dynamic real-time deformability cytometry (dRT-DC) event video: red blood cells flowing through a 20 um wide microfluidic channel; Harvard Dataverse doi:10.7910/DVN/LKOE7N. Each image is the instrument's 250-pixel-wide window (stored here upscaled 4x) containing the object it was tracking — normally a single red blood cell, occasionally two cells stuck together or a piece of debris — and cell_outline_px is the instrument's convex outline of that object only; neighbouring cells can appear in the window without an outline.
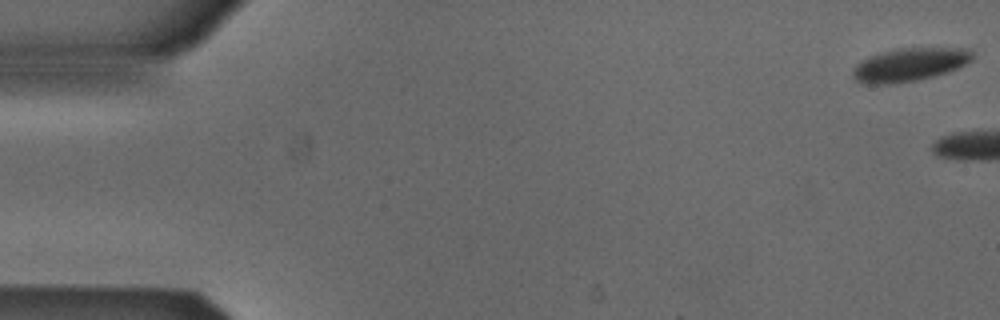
{"species": "Egyptian fruit bat (a non-hibernating species)", "species_latin": "Rousettus aegyptiacus", "temperature_condition": "cold", "stored_images_in_passage": 8, "camera_frame_rate_fps": 3000, "um_per_image_px": 0.085, "animal": {"sex": "male"}, "frame": {"image": 1, "passage_image": 1, "time_ms": 0.0, "image_size_px": [1000, 320], "cell_outline_px": [[972, 60], [956, 68], [932, 76], [916, 80], [892, 84], [864, 84], [856, 80], [852, 76], [852, 68], [856, 64], [868, 56], [880, 52], [896, 48], [968, 48], [972, 52]], "centroid_in_image_um": [77.24, 5.49], "position_along_channel_um": 7.8, "area_um2": 23.12}}